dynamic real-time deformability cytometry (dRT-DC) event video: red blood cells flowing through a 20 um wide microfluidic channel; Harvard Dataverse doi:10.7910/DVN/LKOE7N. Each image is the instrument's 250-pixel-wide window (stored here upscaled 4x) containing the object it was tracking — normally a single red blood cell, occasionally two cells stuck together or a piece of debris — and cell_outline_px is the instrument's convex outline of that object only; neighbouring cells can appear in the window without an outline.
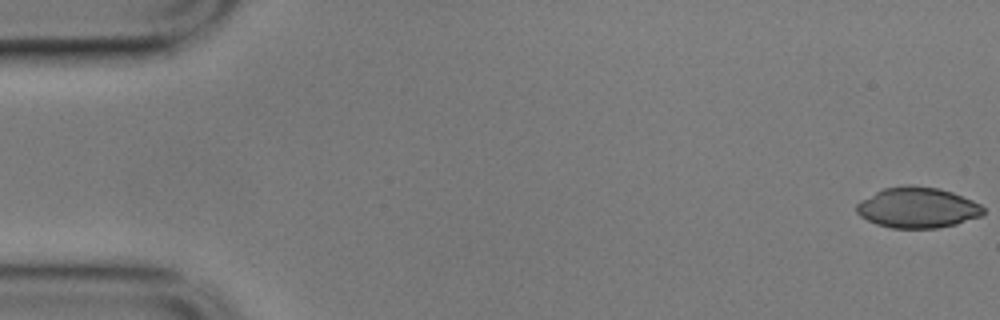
{"species": "common noctule bat (a hibernating species)", "species_latin": "Nyctalus noctula", "temperature_condition": "cold", "stored_images_in_passage": 11, "camera_frame_rate_fps": 3000, "um_per_image_px": 0.085, "animal": {"sex": "male", "body_mass_g": 17.9}, "frame": {"image": 1, "passage_image": 1, "time_ms": 0.0, "image_size_px": [1000, 320], "cell_outline_px": [[984, 212], [980, 216], [956, 224], [936, 228], [892, 228], [876, 224], [860, 216], [856, 212], [856, 204], [860, 200], [884, 188], [908, 184], [912, 184], [940, 188], [952, 192], [972, 200], [980, 204], [984, 208]], "centroid_in_image_um": [77.97, 17.64], "position_along_channel_um": 7.0, "area_um2": 30.11}}